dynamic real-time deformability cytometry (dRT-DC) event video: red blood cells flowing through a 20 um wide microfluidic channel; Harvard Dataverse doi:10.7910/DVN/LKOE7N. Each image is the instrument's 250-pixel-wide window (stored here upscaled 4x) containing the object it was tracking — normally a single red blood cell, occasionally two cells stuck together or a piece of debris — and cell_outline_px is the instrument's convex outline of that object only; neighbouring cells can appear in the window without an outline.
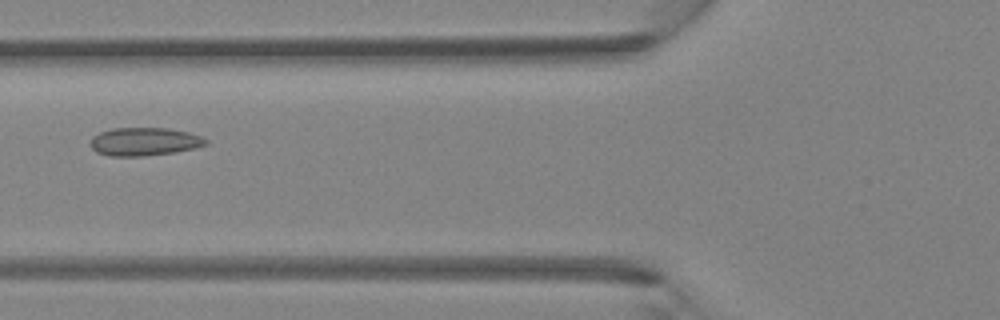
{"species": "Egyptian fruit bat (a non-hibernating species)", "species_latin": "Rousettus aegyptiacus", "temperature_condition": "room temperature", "stored_images_in_passage": 5, "camera_frame_rate_fps": 3000, "um_per_image_px": 0.085, "animal": {"sex": "female"}, "frame": {"image": 1, "passage_image": 5, "time_ms": 1.333, "image_size_px": [1000, 320], "cell_outline_px": [[208, 144], [196, 148], [172, 152], [144, 156], [108, 156], [96, 152], [88, 144], [92, 136], [100, 132], [112, 128], [168, 128], [188, 132], [200, 136], [208, 140]], "centroid_in_image_um": [12.23, 12.04], "position_along_channel_um": 113.6, "area_um2": 19.07}}